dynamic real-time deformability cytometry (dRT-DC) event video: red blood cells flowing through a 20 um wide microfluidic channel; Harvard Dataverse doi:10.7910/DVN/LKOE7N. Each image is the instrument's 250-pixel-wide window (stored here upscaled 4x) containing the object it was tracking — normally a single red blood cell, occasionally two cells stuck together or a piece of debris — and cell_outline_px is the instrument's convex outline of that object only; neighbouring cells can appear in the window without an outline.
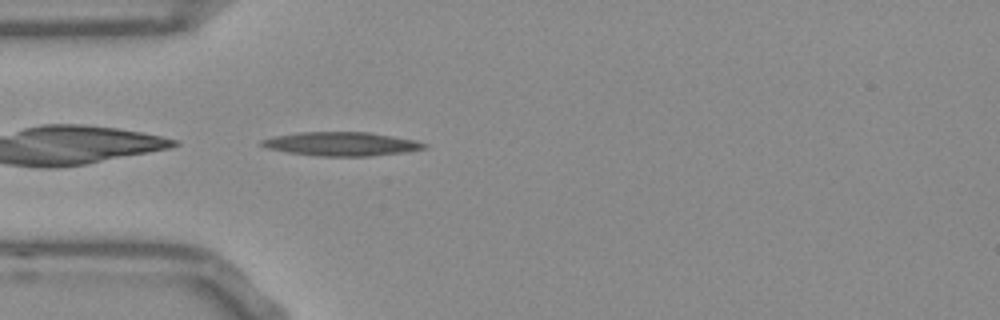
{"species": "Egyptian fruit bat (a non-hibernating species)", "species_latin": "Rousettus aegyptiacus", "temperature_condition": "room temperature", "stored_images_in_passage": 39, "camera_frame_rate_fps": 3000, "um_per_image_px": 0.085, "frame": {"image": 1, "passage_image": 1, "time_ms": 0.0, "image_size_px": [1000, 320], "cell_outline_px": [[428, 144], [424, 148], [404, 152], [368, 156], [320, 156], [288, 152], [268, 148], [260, 144], [260, 140], [272, 136], [300, 132], [368, 132], [416, 140]], "centroid_in_image_um": [29.0, 12.22], "position_along_channel_um": 56.0, "area_um2": 22.37}}
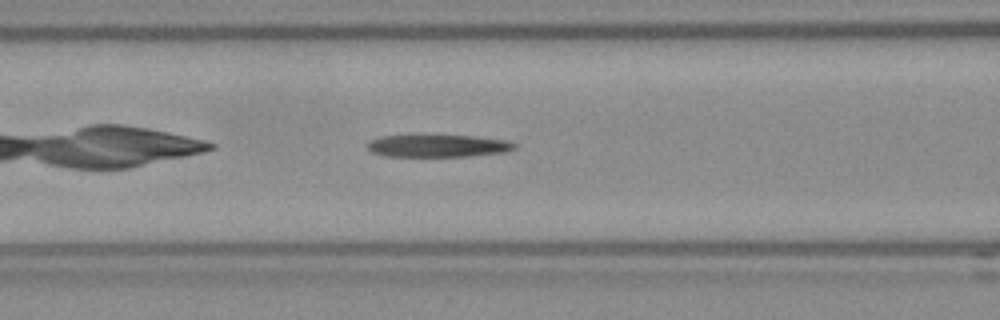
{"frame": {"image": 2, "passage_image": 7, "time_ms": 2.0, "image_size_px": [1000, 320], "cell_outline_px": [[516, 148], [508, 152], [468, 156], [388, 156], [372, 152], [368, 148], [368, 144], [372, 140], [380, 136], [476, 136], [508, 140], [516, 144]], "centroid_in_image_um": [37.31, 12.4], "position_along_channel_um": 129.3, "area_um2": 18.96}}
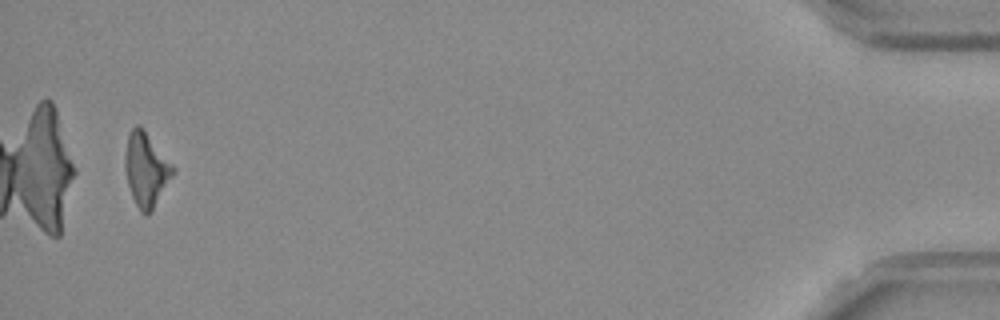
{"frame": {"image": 3, "passage_image": 37, "time_ms": 12.0, "image_size_px": [1000, 320], "cell_outline_px": [[176, 172], [152, 208], [144, 216], [140, 212], [132, 196], [128, 184], [124, 168], [124, 156], [128, 132], [136, 124], [140, 124], [144, 128], [176, 168]], "centroid_in_image_um": [12.41, 14.34], "position_along_channel_um": 422.8, "area_um2": 20.75}, "authors_computed_cell_mechanics": {"area_um2": 20.3456, "velocity_mm_per_s": 3.8093, "shape_relaxation_time_tau1_ms": null, "shape_relaxation_time_tau2_ms": 2.7483, "deformation_change_tau1": null, "deformation_change_tau2": 0.1692}}